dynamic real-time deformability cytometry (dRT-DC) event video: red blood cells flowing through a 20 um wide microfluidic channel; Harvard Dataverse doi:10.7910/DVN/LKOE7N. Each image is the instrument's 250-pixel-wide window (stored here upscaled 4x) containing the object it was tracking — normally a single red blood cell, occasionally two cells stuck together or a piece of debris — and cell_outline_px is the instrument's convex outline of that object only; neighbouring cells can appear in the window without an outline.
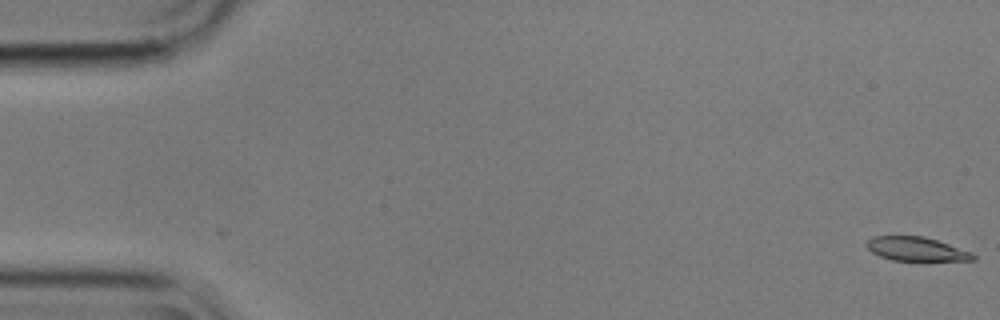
{"species": "common noctule bat (a hibernating species)", "species_latin": "Nyctalus noctula", "temperature_condition": "cold", "stored_images_in_passage": 57, "camera_frame_rate_fps": 3000, "um_per_image_px": 0.085, "animal": {"sex": "male", "body_mass_g": 17.9}, "frame": {"image": 1, "passage_image": 1, "time_ms": 0.0, "image_size_px": [1000, 320], "cell_outline_px": [[976, 260], [892, 260], [880, 256], [872, 252], [864, 244], [872, 236], [924, 236], [972, 252], [976, 256]], "centroid_in_image_um": [77.87, 21.16], "position_along_channel_um": 7.1, "area_um2": 14.68}}
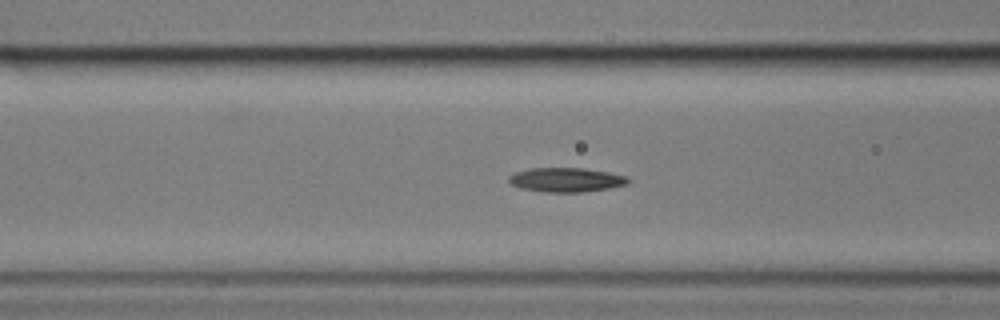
{"frame": {"image": 2, "passage_image": 22, "time_ms": 7.0, "image_size_px": [1000, 320], "cell_outline_px": [[632, 180], [628, 184], [608, 188], [580, 192], [544, 192], [520, 188], [512, 184], [508, 180], [508, 176], [516, 172], [528, 168], [584, 168], [608, 172], [628, 176]], "centroid_in_image_um": [48.14, 15.28], "position_along_channel_um": 118.5, "area_um2": 16.94}}
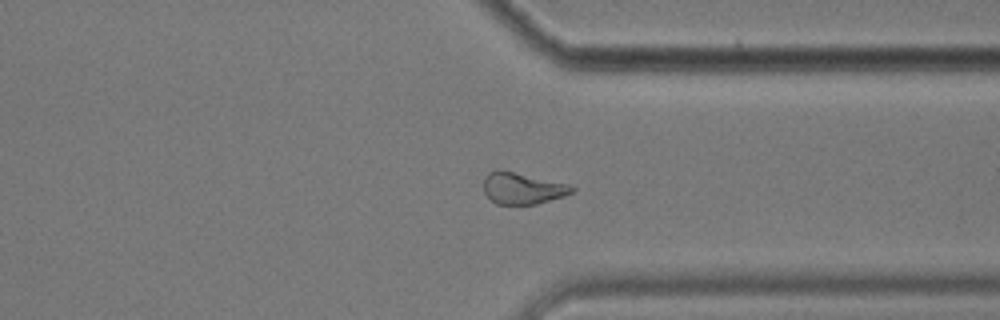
{"frame": {"image": 3, "passage_image": 43, "time_ms": 14.0, "image_size_px": [1000, 320], "cell_outline_px": [[576, 188], [572, 192], [564, 196], [536, 204], [496, 204], [484, 192], [484, 176], [488, 172], [500, 168], [568, 184]], "centroid_in_image_um": [44.38, 15.98], "position_along_channel_um": 367.0, "area_um2": 16.3}, "authors_computed_cell_mechanics": {"area_um2": 16.5886, "velocity_mm_per_s": 3.5617, "shape_relaxation_time_tau1_ms": 10.6872, "shape_relaxation_time_tau2_ms": null, "deformation_change_tau1": 0.2069, "deformation_change_tau2": null}}